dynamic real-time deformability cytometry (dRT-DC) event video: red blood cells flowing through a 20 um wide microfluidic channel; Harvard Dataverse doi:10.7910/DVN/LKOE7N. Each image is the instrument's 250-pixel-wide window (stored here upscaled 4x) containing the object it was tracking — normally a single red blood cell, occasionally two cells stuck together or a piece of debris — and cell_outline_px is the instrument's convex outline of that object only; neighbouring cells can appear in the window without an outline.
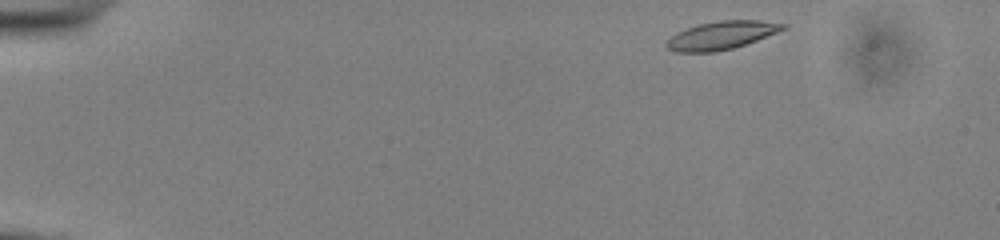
{"species": "common noctule bat (a hibernating species)", "species_latin": "Nyctalus noctula", "temperature_condition": "cold", "stored_images_in_passage": 47, "camera_frame_rate_fps": 3000, "um_per_image_px": 0.085, "animal": {"sex": "male", "body_mass_g": 13.0, "forearm_length_mm": 53.1}, "frame": {"image": 1, "passage_image": 1, "time_ms": 0.0, "image_size_px": [1000, 240], "cell_outline_px": [[788, 28], [756, 40], [732, 48], [716, 52], [676, 52], [668, 48], [664, 44], [676, 32], [700, 24], [720, 20], [760, 20], [788, 24]], "centroid_in_image_um": [61.34, 3.0], "position_along_channel_um": 23.7, "area_um2": 18.96}}
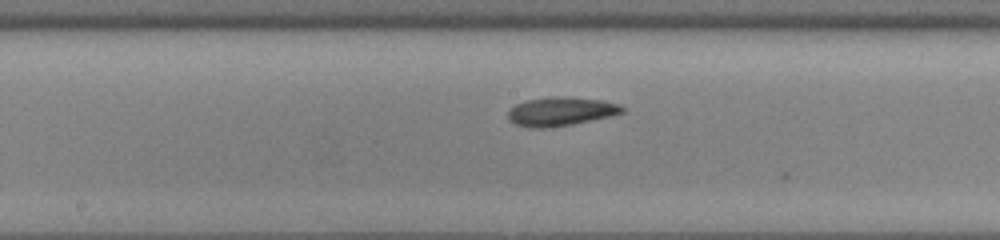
{"frame": {"image": 2, "passage_image": 23, "time_ms": 7.333, "image_size_px": [1000, 240], "cell_outline_px": [[624, 112], [612, 116], [572, 124], [548, 128], [528, 128], [516, 124], [508, 120], [508, 112], [516, 104], [528, 100], [556, 96], [564, 96], [600, 100], [616, 104], [624, 108]], "centroid_in_image_um": [47.65, 9.49], "position_along_channel_um": 200.6, "area_um2": 19.02}}
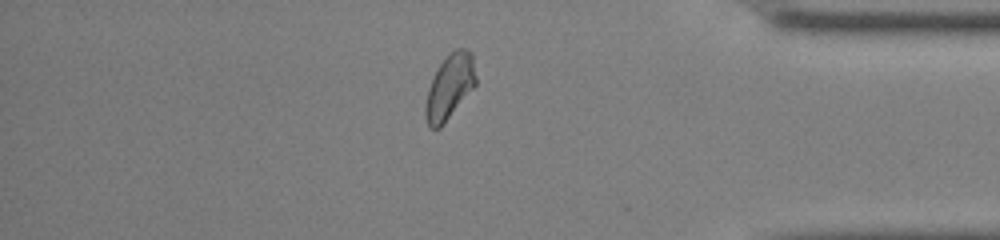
{"frame": {"image": 3, "passage_image": 40, "time_ms": 13.0, "image_size_px": [1000, 240], "cell_outline_px": [[476, 84], [444, 124], [440, 128], [428, 128], [424, 116], [424, 108], [428, 88], [440, 64], [456, 48], [468, 48], [472, 52], [476, 76]], "centroid_in_image_um": [38.21, 7.4], "position_along_channel_um": 397.0, "area_um2": 18.96}, "authors_computed_cell_mechanics": {"area_um2": 18.9006, "velocity_mm_per_s": 3.8654, "shape_relaxation_time_tau1_ms": 3.8548, "shape_relaxation_time_tau2_ms": 6.807, "deformation_change_tau1": 0.121, "deformation_change_tau2": 0.1578}}